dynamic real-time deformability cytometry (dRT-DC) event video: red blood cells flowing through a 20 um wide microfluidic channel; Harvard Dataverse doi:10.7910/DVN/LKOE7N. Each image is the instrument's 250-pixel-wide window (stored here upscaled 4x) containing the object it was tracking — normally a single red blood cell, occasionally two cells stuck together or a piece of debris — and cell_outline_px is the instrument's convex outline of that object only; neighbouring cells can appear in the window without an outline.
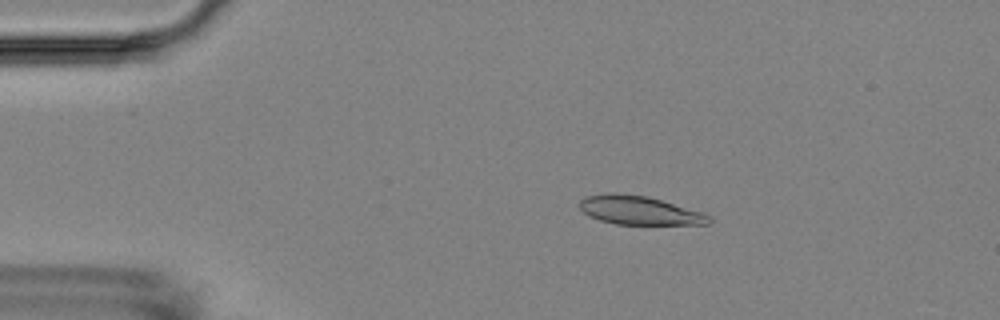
{"species": "Egyptian fruit bat (a non-hibernating species)", "species_latin": "Rousettus aegyptiacus", "temperature_condition": "room temperature", "stored_images_in_passage": 9, "camera_frame_rate_fps": 3000, "um_per_image_px": 0.085, "animal": {"sex": "female"}, "frame": {"image": 1, "passage_image": 3, "time_ms": 2.333, "image_size_px": [1000, 320], "cell_outline_px": [[712, 220], [708, 224], [616, 224], [600, 220], [588, 216], [580, 208], [580, 200], [584, 196], [612, 192], [616, 192], [648, 196], [704, 212]], "centroid_in_image_um": [54.33, 17.86], "position_along_channel_um": 30.7, "area_um2": 21.73}}
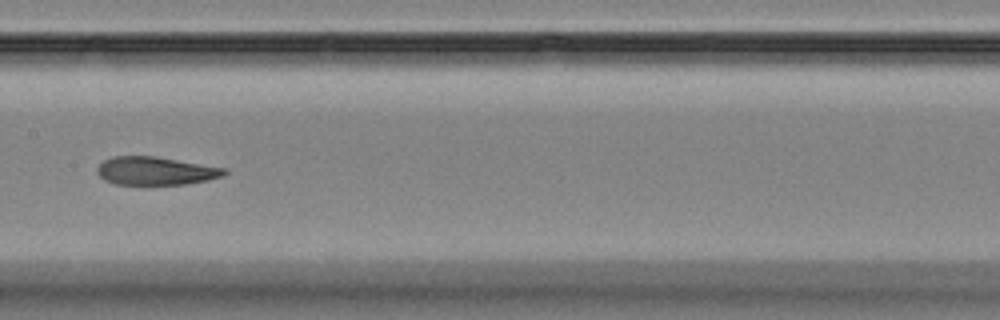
{"frame": {"image": 2, "passage_image": 8, "time_ms": 8.333, "image_size_px": [1000, 320], "cell_outline_px": [[228, 172], [224, 176], [208, 180], [184, 184], [144, 188], [116, 184], [104, 180], [96, 172], [96, 168], [104, 160], [112, 156], [156, 156], [228, 168]], "centroid_in_image_um": [13.23, 14.57], "position_along_channel_um": 194.2, "area_um2": 22.02}}
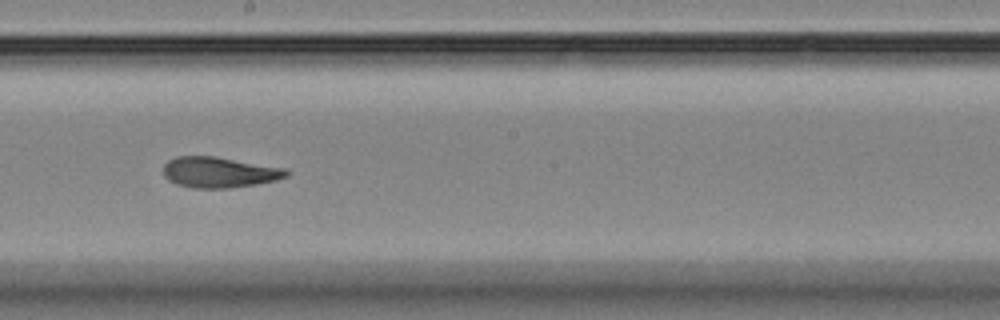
{"frame": {"image": 3, "passage_image": 9, "time_ms": 9.333, "image_size_px": [1000, 320], "cell_outline_px": [[288, 176], [276, 180], [256, 184], [228, 188], [192, 188], [176, 184], [168, 180], [164, 176], [164, 164], [168, 160], [176, 156], [212, 156], [284, 168], [288, 172]], "centroid_in_image_um": [18.59, 14.65], "position_along_channel_um": 229.6, "area_um2": 21.85}}